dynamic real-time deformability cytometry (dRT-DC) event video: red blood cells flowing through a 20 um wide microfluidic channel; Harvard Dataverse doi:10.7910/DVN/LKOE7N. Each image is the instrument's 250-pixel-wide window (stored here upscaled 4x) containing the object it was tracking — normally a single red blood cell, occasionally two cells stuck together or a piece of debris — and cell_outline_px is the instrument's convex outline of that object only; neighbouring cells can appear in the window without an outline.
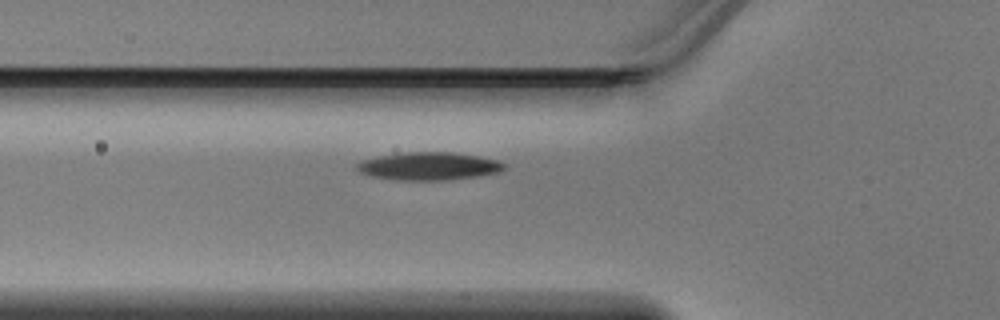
{"species": "Egyptian fruit bat (a non-hibernating species)", "species_latin": "Rousettus aegyptiacus", "temperature_condition": "warm", "stored_images_in_passage": 31, "camera_frame_rate_fps": 3000, "um_per_image_px": 0.085, "animal": {"sex": "male"}, "frame": {"image": 1, "passage_image": 2, "time_ms": 0.333, "image_size_px": [1000, 320], "cell_outline_px": [[504, 168], [500, 172], [476, 176], [448, 180], [396, 180], [372, 176], [360, 172], [356, 168], [356, 164], [360, 160], [380, 156], [408, 152], [452, 152], [476, 156], [496, 160], [504, 164]], "centroid_in_image_um": [36.41, 14.13], "position_along_channel_um": 89.4, "area_um2": 23.7}}
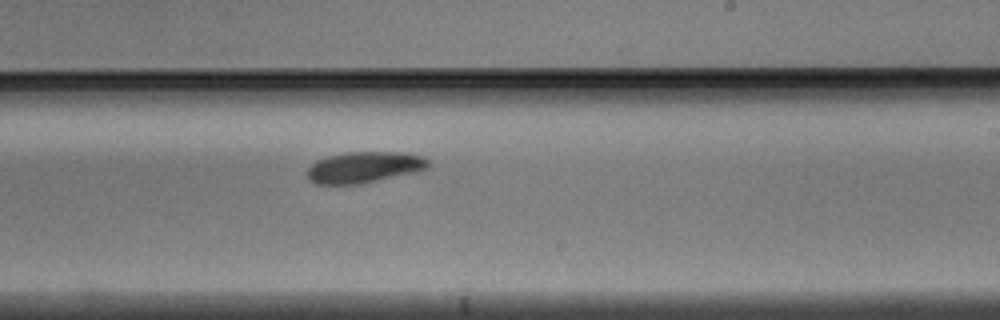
{"frame": {"image": 2, "passage_image": 14, "time_ms": 4.333, "image_size_px": [1000, 320], "cell_outline_px": [[428, 168], [416, 172], [360, 184], [316, 184], [308, 180], [308, 168], [316, 160], [328, 156], [348, 152], [408, 152], [424, 156], [428, 160]], "centroid_in_image_um": [30.98, 14.21], "position_along_channel_um": 258.0, "area_um2": 22.08}}
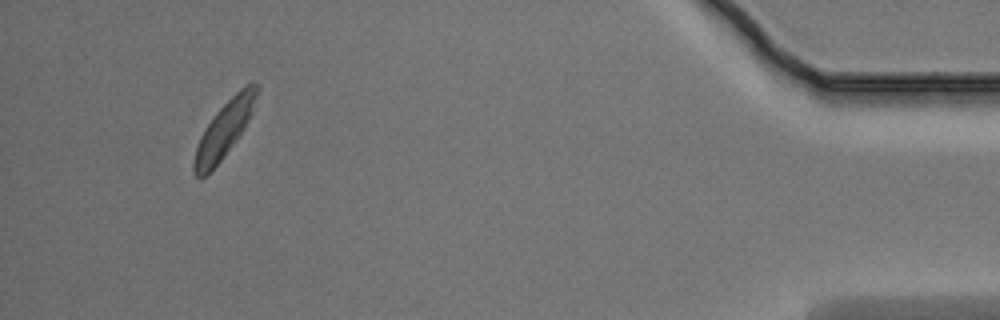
{"frame": {"image": 3, "passage_image": 30, "time_ms": 9.667, "image_size_px": [1000, 320], "cell_outline_px": [[260, 88], [252, 112], [244, 128], [224, 156], [200, 180], [192, 172], [192, 164], [196, 148], [200, 136], [216, 112], [240, 88], [252, 80]], "centroid_in_image_um": [19.06, 10.98], "position_along_channel_um": 416.1, "area_um2": 20.11}}